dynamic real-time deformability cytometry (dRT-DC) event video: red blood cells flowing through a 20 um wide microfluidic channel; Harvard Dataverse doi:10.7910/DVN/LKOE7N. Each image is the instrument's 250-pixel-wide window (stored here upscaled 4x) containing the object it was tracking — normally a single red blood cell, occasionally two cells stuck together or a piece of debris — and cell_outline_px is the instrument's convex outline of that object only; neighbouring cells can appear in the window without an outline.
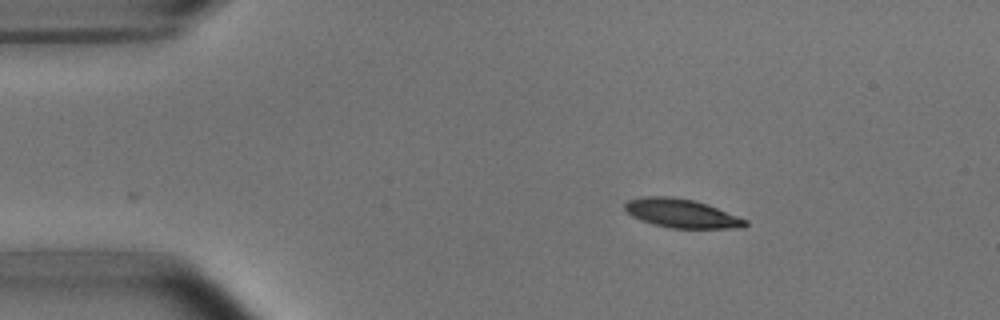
{"species": "common noctule bat (a hibernating species)", "species_latin": "Nyctalus noctula", "temperature_condition": "room temperature", "stored_images_in_passage": 2, "camera_frame_rate_fps": 3000, "um_per_image_px": 0.085, "animal": {"sex": "male", "body_mass_g": 15.6}, "frame": {"image": 1, "passage_image": 2, "time_ms": 2.0, "image_size_px": [1000, 320], "cell_outline_px": [[748, 224], [744, 228], [672, 228], [652, 224], [640, 220], [632, 216], [624, 208], [624, 204], [628, 200], [644, 196], [672, 196], [692, 200], [716, 208], [748, 220]], "centroid_in_image_um": [57.91, 18.14], "position_along_channel_um": 27.1, "area_um2": 20.06}}